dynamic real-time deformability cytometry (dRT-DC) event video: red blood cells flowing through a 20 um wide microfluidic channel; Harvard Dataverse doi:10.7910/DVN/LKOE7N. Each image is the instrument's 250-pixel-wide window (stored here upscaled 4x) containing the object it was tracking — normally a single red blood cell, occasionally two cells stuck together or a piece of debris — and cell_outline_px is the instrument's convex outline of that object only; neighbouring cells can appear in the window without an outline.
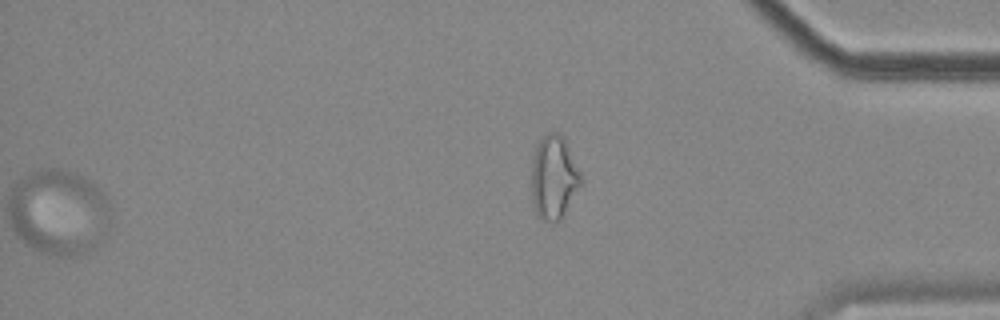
{"species": "common noctule bat (a hibernating species)", "species_latin": "Nyctalus noctula", "temperature_condition": "cold", "stored_images_in_passage": 62, "camera_frame_rate_fps": 3000, "um_per_image_px": 0.085, "animal": {"sex": "female", "body_mass_g": 18.4}, "frame": {"image": 1, "passage_image": 62, "time_ms": 20.333, "image_size_px": [1000, 320], "cell_outline_px": [[580, 184], [560, 220], [540, 220], [536, 212], [532, 200], [532, 156], [536, 144], [548, 132], [556, 132], [564, 140], [580, 176]], "centroid_in_image_um": [47.01, 15.08], "position_along_channel_um": 388.2, "area_um2": 23.12}}